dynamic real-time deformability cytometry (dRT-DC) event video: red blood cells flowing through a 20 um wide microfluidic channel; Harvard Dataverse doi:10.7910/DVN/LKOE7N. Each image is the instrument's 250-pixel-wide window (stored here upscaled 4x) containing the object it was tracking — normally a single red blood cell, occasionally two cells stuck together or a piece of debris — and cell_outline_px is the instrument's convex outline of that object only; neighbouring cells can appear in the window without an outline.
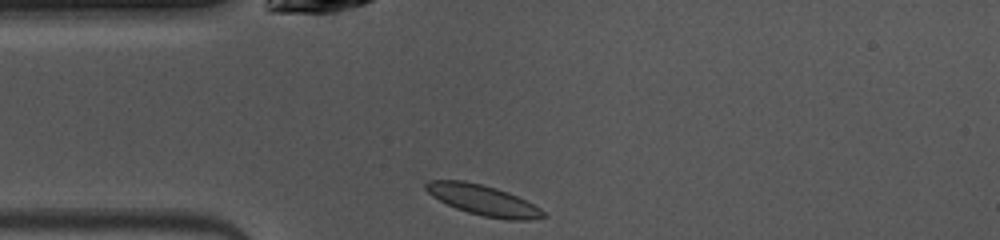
{"species": "common noctule bat (a hibernating species)", "species_latin": "Nyctalus noctula", "temperature_condition": "warm", "stored_images_in_passage": 38, "camera_frame_rate_fps": 3000, "um_per_image_px": 0.085, "animal": {"sex": "female", "body_mass_g": 10.0, "forearm_length_mm": 53.1}, "frame": {"image": 1, "passage_image": 1, "time_ms": 0.0, "image_size_px": [1000, 240], "cell_outline_px": [[548, 216], [528, 220], [508, 220], [484, 216], [468, 212], [456, 208], [432, 196], [424, 188], [424, 184], [428, 180], [464, 180], [496, 188], [508, 192], [548, 212]], "centroid_in_image_um": [41.08, 17.01], "position_along_channel_um": 43.9, "area_um2": 20.69}}
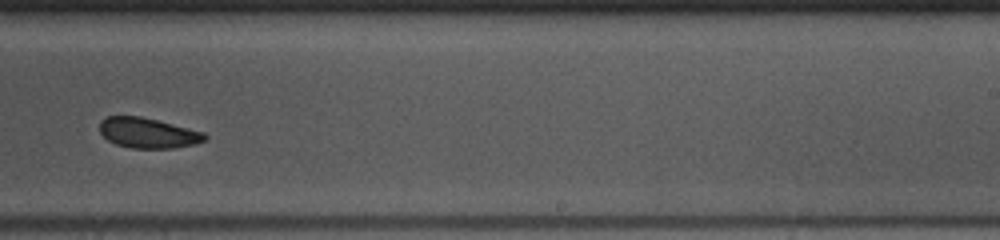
{"frame": {"image": 2, "passage_image": 19, "time_ms": 6.0, "image_size_px": [1000, 240], "cell_outline_px": [[208, 136], [204, 140], [192, 144], [172, 148], [132, 148], [116, 144], [108, 140], [100, 132], [100, 120], [108, 116], [140, 116], [204, 132]], "centroid_in_image_um": [12.54, 11.29], "position_along_channel_um": 276.5, "area_um2": 18.26}}
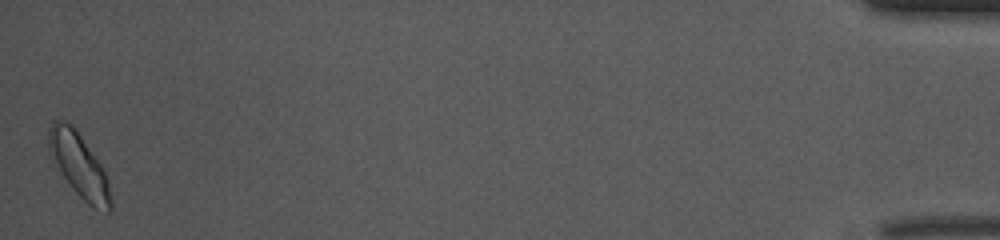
{"frame": {"image": 3, "passage_image": 38, "time_ms": 12.333, "image_size_px": [1000, 240], "cell_outline_px": [[112, 208], [108, 212], [92, 208], [72, 188], [48, 152], [48, 128], [52, 120], [64, 120], [72, 124], [100, 164], [104, 172], [108, 184], [112, 200]], "centroid_in_image_um": [6.7, 14.03], "position_along_channel_um": 428.5, "area_um2": 22.72}, "authors_computed_cell_mechanics": {"area_um2": 19.5942, "velocity_mm_per_s": 4.0333, "shape_relaxation_time_tau1_ms": 1.4065, "shape_relaxation_time_tau2_ms": 4.0333, "deformation_change_tau1": 0.0905, "deformation_change_tau2": 0.0753}}